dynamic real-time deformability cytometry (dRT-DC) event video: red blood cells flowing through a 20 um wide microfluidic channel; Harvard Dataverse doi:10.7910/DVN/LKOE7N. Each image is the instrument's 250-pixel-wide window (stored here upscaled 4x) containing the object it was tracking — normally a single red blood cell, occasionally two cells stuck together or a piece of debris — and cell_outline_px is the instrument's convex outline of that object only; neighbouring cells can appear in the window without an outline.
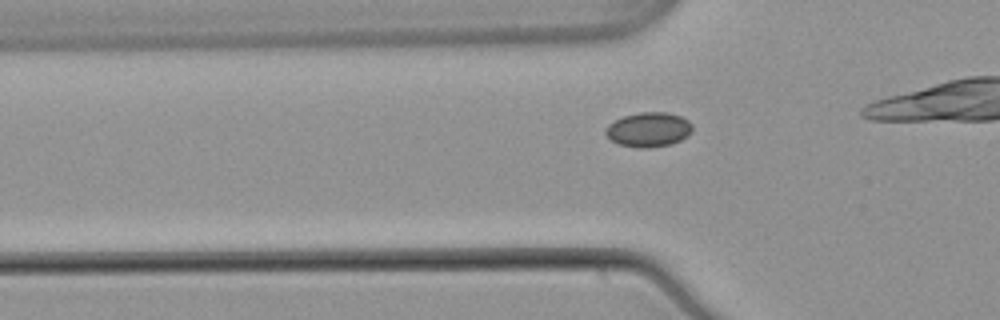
{"species": "common noctule bat (a hibernating species)", "species_latin": "Nyctalus noctula", "temperature_condition": "warm", "stored_images_in_passage": 36, "camera_frame_rate_fps": 3000, "um_per_image_px": 0.085, "animal": {"sex": "male", "body_mass_g": 21.5, "forearm_length_mm": 52.0}, "frame": {"image": 1, "passage_image": 11, "time_ms": 3.333, "image_size_px": [1000, 320], "cell_outline_px": [[692, 132], [688, 136], [672, 144], [648, 148], [640, 148], [620, 144], [612, 140], [604, 132], [608, 124], [624, 116], [640, 112], [668, 112], [680, 116], [688, 120], [692, 124]], "centroid_in_image_um": [55.16, 11.01], "position_along_channel_um": 70.6, "area_um2": 17.46}}
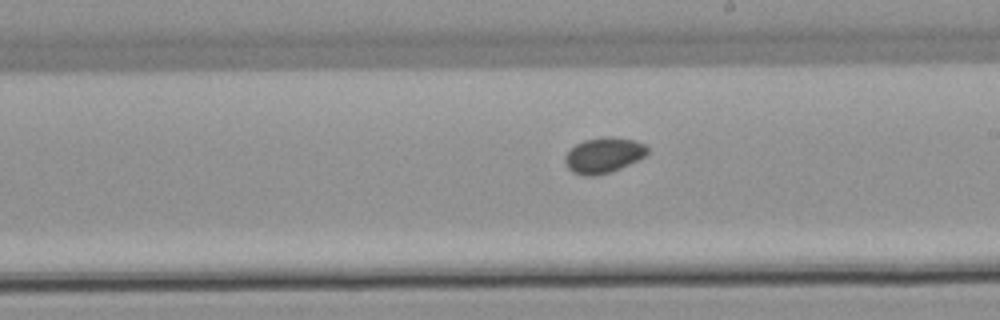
{"frame": {"image": 2, "passage_image": 24, "time_ms": 7.667, "image_size_px": [1000, 320], "cell_outline_px": [[648, 152], [644, 156], [620, 168], [608, 172], [592, 176], [584, 176], [572, 172], [568, 168], [564, 160], [564, 156], [576, 144], [584, 140], [608, 136], [612, 136], [636, 140], [644, 144], [648, 148]], "centroid_in_image_um": [51.29, 13.18], "position_along_channel_um": 237.7, "area_um2": 16.88}}
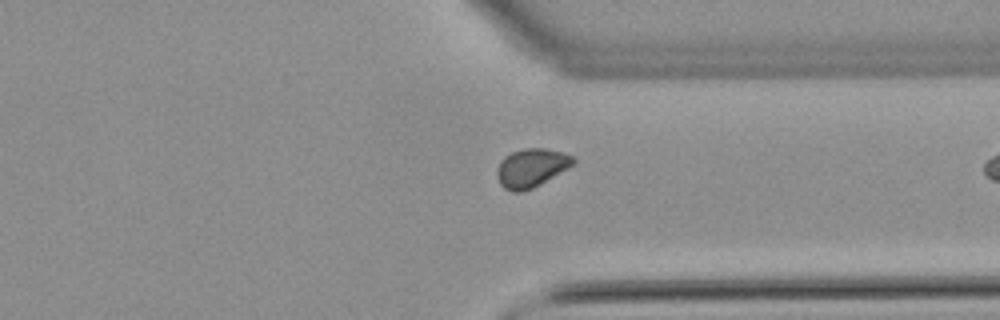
{"frame": {"image": 3, "passage_image": 34, "time_ms": 11.0, "image_size_px": [1000, 320], "cell_outline_px": [[576, 160], [568, 168], [540, 184], [532, 188], [520, 192], [512, 192], [504, 188], [500, 184], [496, 176], [496, 172], [500, 160], [504, 156], [512, 152], [524, 148], [544, 148], [564, 152], [572, 156]], "centroid_in_image_um": [45.13, 14.26], "position_along_channel_um": 366.3, "area_um2": 17.17}}